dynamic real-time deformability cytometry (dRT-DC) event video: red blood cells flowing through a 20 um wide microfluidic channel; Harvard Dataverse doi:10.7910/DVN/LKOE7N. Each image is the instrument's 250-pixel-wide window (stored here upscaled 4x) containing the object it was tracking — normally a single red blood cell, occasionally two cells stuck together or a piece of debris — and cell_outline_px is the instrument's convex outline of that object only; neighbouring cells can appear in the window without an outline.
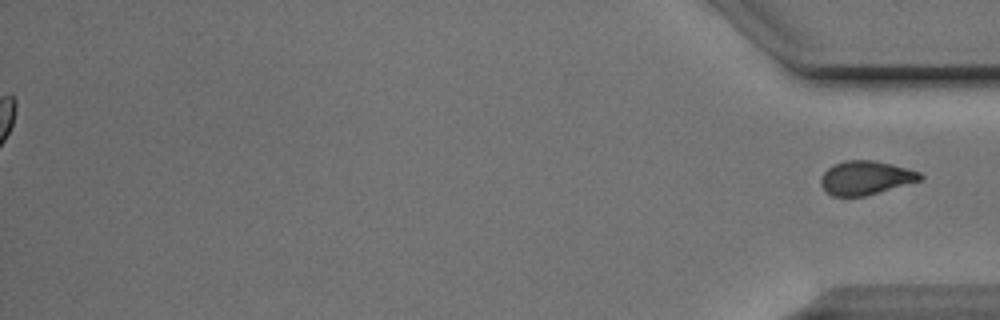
{"species": "Egyptian fruit bat (a non-hibernating species)", "species_latin": "Rousettus aegyptiacus", "temperature_condition": "cold", "stored_images_in_passage": 40, "segment_of_instrument_passage": [2, 2], "camera_frame_rate_fps": 3000, "um_per_image_px": 0.085, "animal": {"sex": "male"}, "frame": {"image": 1, "passage_image": 40, "time_ms": 13.0, "image_size_px": [1000, 320], "cell_outline_px": [[924, 176], [920, 180], [864, 196], [832, 196], [824, 192], [820, 184], [820, 180], [824, 172], [828, 168], [844, 160], [876, 160], [908, 168], [920, 172]], "centroid_in_image_um": [73.55, 15.11], "position_along_channel_um": 361.6, "area_um2": 19.54}}